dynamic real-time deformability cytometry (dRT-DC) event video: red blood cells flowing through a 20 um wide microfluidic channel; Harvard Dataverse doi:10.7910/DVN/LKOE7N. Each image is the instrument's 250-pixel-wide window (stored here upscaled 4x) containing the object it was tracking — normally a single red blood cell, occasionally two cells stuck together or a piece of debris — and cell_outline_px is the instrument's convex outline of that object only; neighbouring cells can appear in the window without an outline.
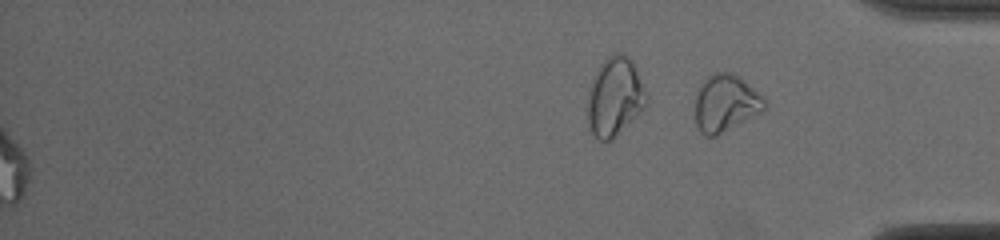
{"species": "common noctule bat (a hibernating species)", "species_latin": "Nyctalus noctula", "temperature_condition": "cold", "stored_images_in_passage": 52, "segment_of_instrument_passage": [2, 2], "camera_frame_rate_fps": 3000, "um_per_image_px": 0.085, "animal": {"sex": "male", "body_mass_g": 19.0, "forearm_length_mm": 50.8}, "frame": {"image": 1, "passage_image": 52, "time_ms": 17.0, "image_size_px": [1000, 240], "cell_outline_px": [[764, 112], [716, 136], [704, 136], [700, 132], [696, 124], [696, 96], [700, 84], [708, 76], [716, 72], [732, 72], [744, 80], [764, 96]], "centroid_in_image_um": [61.69, 8.78], "position_along_channel_um": 373.5, "area_um2": 23.24}}